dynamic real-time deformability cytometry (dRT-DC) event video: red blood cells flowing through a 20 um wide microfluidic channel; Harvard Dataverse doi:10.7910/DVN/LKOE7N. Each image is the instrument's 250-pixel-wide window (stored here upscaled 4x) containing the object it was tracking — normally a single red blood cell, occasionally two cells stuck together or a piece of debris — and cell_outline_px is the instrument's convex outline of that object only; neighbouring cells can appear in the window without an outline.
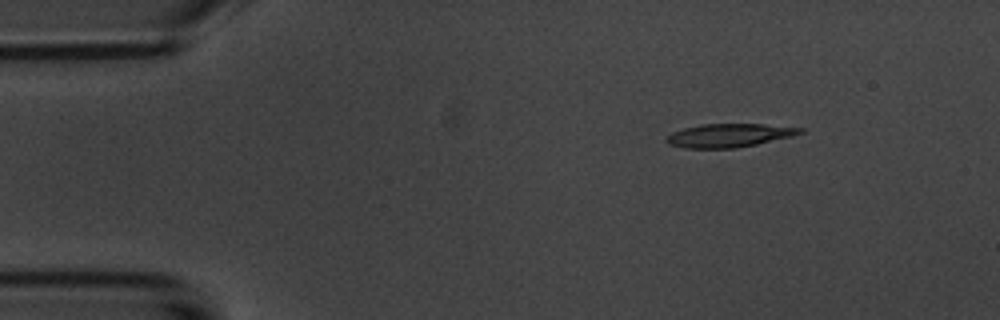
{"species": "common noctule bat (a hibernating species)", "species_latin": "Nyctalus noctula", "temperature_condition": "room temperature", "stored_images_in_passage": 6, "camera_frame_rate_fps": 3000, "um_per_image_px": 0.085, "animal": {"sex": "male", "body_mass_g": 20.1, "forearm_length_mm": 53.5}, "frame": {"image": 1, "passage_image": 2, "time_ms": 1.333, "image_size_px": [1000, 320], "cell_outline_px": [[804, 132], [792, 136], [756, 144], [736, 148], [684, 148], [668, 144], [664, 140], [664, 136], [672, 132], [684, 128], [700, 124], [764, 124], [804, 128]], "centroid_in_image_um": [61.92, 11.51], "position_along_channel_um": 23.1, "area_um2": 18.38}}
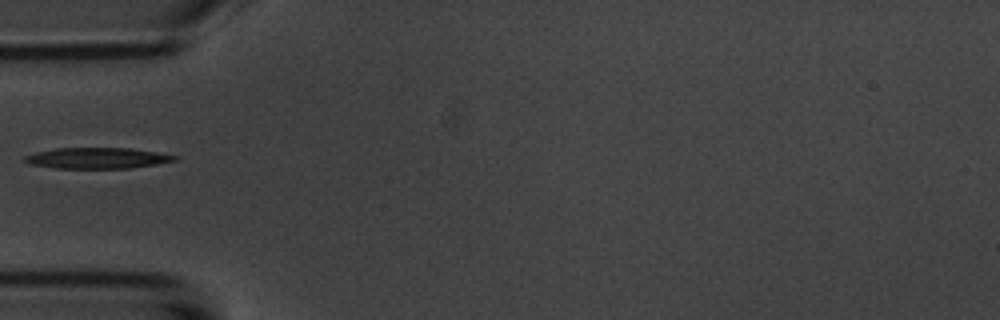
{"frame": {"image": 2, "passage_image": 5, "time_ms": 4.667, "image_size_px": [1000, 320], "cell_outline_px": [[180, 160], [132, 168], [56, 168], [28, 164], [20, 160], [24, 156], [36, 152], [56, 148], [128, 148], [156, 152], [180, 156]], "centroid_in_image_um": [8.26, 13.44], "position_along_channel_um": 76.7, "area_um2": 18.44}}